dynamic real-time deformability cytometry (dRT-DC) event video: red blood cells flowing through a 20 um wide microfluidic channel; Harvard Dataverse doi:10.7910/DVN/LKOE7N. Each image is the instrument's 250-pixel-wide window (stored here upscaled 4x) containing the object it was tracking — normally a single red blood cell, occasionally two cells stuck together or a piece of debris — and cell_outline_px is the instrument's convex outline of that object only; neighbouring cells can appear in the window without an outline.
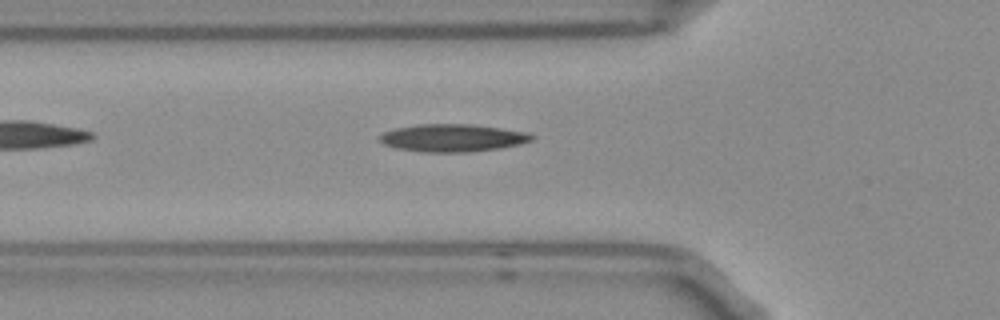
{"species": "Egyptian fruit bat (a non-hibernating species)", "species_latin": "Rousettus aegyptiacus", "temperature_condition": "room temperature", "stored_images_in_passage": 5, "camera_frame_rate_fps": 3000, "um_per_image_px": 0.085, "frame": {"image": 1, "passage_image": 5, "time_ms": 1.333, "image_size_px": [1000, 320], "cell_outline_px": [[536, 140], [520, 144], [500, 148], [468, 152], [424, 152], [396, 148], [384, 144], [376, 136], [384, 132], [396, 128], [416, 124], [468, 124], [500, 128], [528, 132], [536, 136]], "centroid_in_image_um": [38.5, 11.72], "position_along_channel_um": 87.3, "area_um2": 24.62}}